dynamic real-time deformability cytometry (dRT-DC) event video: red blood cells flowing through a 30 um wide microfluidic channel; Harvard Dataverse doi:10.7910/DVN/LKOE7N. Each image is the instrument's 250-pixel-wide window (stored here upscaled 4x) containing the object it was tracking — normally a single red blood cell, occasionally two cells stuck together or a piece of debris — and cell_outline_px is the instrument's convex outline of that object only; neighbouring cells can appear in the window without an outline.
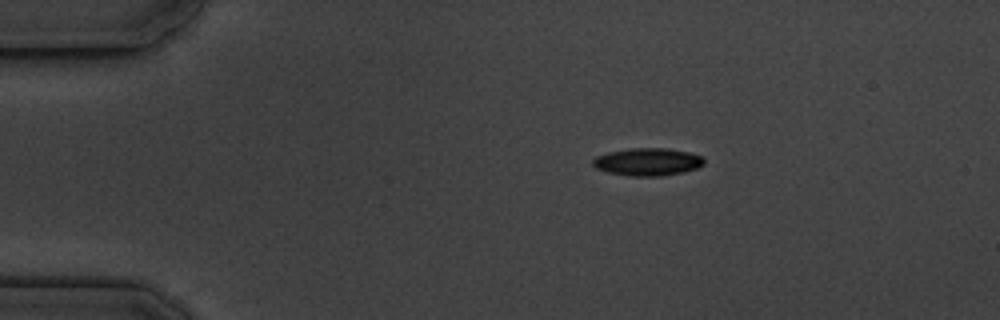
{"species": "common noctule bat (a hibernating species)", "species_latin": "Nyctalus noctula", "temperature_condition": "cold", "stored_images_in_passage": 2, "camera_frame_rate_fps": 3000, "um_per_image_px": 0.085, "animal": {"sex": "male", "body_mass_g": 19.5, "forearm_length_mm": 54.6}, "frame": {"image": 1, "passage_image": 1, "time_ms": 0.0, "image_size_px": [1000, 320], "cell_outline_px": [[704, 164], [696, 168], [684, 172], [660, 176], [632, 176], [608, 172], [596, 168], [592, 164], [592, 160], [596, 156], [608, 152], [628, 148], [668, 148], [688, 152], [704, 156]], "centroid_in_image_um": [55.06, 13.75], "position_along_channel_um": 29.9, "area_um2": 17.98}}